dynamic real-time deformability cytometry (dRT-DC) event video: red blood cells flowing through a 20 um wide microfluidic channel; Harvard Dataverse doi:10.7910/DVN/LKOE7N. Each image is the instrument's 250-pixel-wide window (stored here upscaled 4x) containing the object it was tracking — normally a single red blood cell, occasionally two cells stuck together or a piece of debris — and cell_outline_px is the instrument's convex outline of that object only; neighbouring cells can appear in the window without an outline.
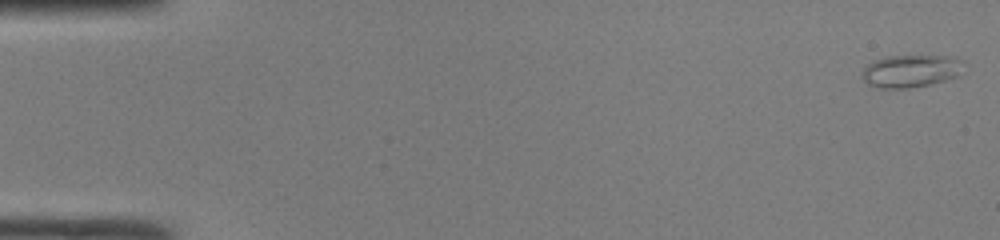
{"species": "common noctule bat (a hibernating species)", "species_latin": "Nyctalus noctula", "temperature_condition": "room temperature", "stored_images_in_passage": 48, "camera_frame_rate_fps": 3000, "um_per_image_px": 0.085, "animal": {"sex": "male", "body_mass_g": 19.0, "forearm_length_mm": 50.8}, "frame": {"image": 1, "passage_image": 1, "time_ms": 0.0, "image_size_px": [1000, 240], "cell_outline_px": [[964, 60], [956, 76], [944, 80], [928, 84], [908, 88], [880, 88], [868, 84], [860, 76], [860, 72], [868, 64], [884, 56], [956, 56]], "centroid_in_image_um": [77.37, 6.02], "position_along_channel_um": 7.6, "area_um2": 19.13}}
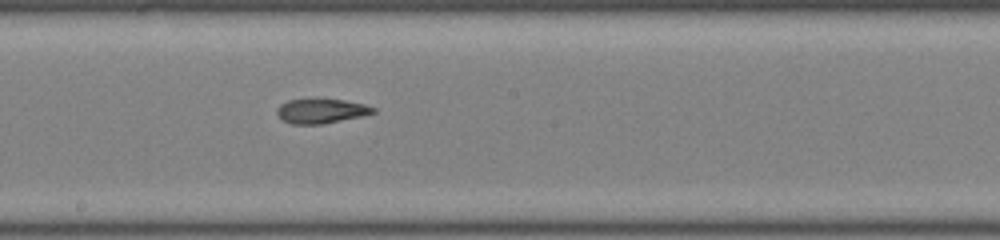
{"frame": {"image": 2, "passage_image": 27, "time_ms": 8.667, "image_size_px": [1000, 240], "cell_outline_px": [[376, 112], [364, 116], [324, 124], [292, 124], [280, 120], [276, 112], [276, 108], [280, 104], [288, 100], [344, 100], [364, 104], [376, 108]], "centroid_in_image_um": [27.29, 9.46], "position_along_channel_um": 220.9, "area_um2": 13.81}}
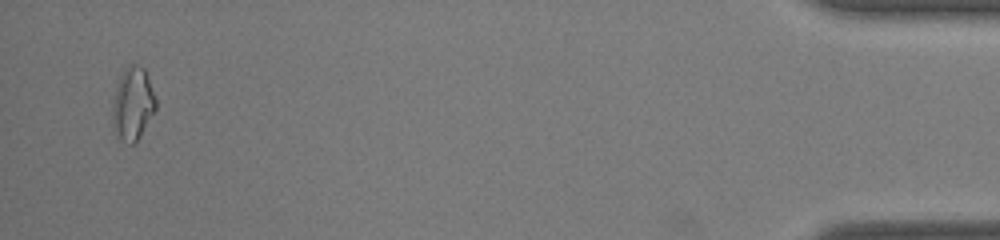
{"frame": {"image": 3, "passage_image": 47, "time_ms": 15.333, "image_size_px": [1000, 240], "cell_outline_px": [[156, 108], [140, 136], [132, 144], [128, 144], [120, 140], [112, 128], [112, 104], [116, 88], [120, 76], [124, 68], [132, 64], [136, 64], [144, 68], [148, 76], [156, 100]], "centroid_in_image_um": [11.26, 8.83], "position_along_channel_um": 423.9, "area_um2": 18.44}, "authors_computed_cell_mechanics": {"area_um2": 15.0858, "velocity_mm_per_s": 4.2425, "shape_relaxation_time_tau1_ms": null, "shape_relaxation_time_tau2_ms": 6.6574, "deformation_change_tau1": null, "deformation_change_tau2": 0.1689}}